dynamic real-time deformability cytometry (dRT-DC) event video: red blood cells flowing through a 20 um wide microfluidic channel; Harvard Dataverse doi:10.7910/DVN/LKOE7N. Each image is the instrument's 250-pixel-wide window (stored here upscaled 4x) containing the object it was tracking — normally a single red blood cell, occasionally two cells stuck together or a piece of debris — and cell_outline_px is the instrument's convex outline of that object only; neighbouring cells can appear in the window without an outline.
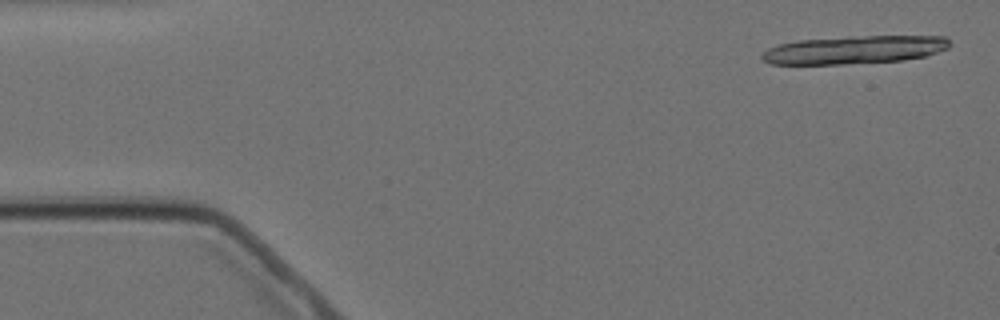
{"species": "Egyptian fruit bat (a non-hibernating species)", "species_latin": "Rousettus aegyptiacus", "temperature_condition": "cold", "stored_images_in_passage": 6, "camera_frame_rate_fps": 3000, "um_per_image_px": 0.085, "animal": {"sex": "female"}, "frame": {"image": 1, "passage_image": 1, "time_ms": 0.0, "image_size_px": [1000, 320], "cell_outline_px": [[952, 44], [948, 48], [924, 56], [904, 60], [844, 64], [768, 64], [760, 56], [768, 48], [780, 44], [800, 40], [848, 36], [944, 36]], "centroid_in_image_um": [72.62, 4.23], "position_along_channel_um": 12.4, "area_um2": 30.69}}